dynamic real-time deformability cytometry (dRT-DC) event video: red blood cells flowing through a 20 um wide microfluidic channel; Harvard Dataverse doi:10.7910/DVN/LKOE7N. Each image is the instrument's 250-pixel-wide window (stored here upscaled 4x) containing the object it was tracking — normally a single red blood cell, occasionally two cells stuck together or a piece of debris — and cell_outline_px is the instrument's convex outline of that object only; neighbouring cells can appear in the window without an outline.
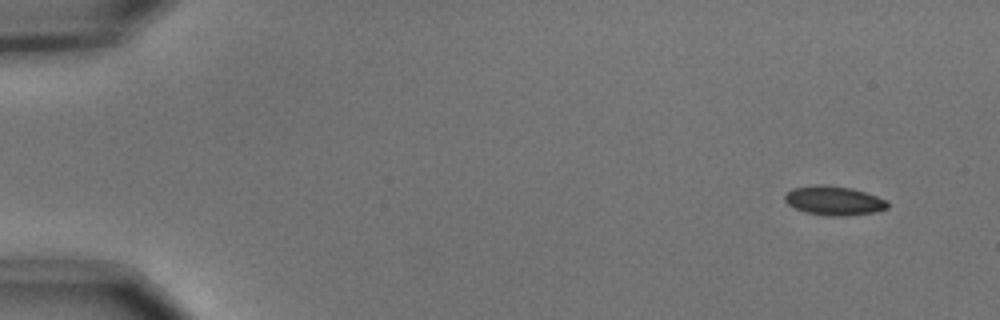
{"species": "common noctule bat (a hibernating species)", "species_latin": "Nyctalus noctula", "temperature_condition": "cold", "stored_images_in_passage": 55, "camera_frame_rate_fps": 3000, "um_per_image_px": 0.085, "animal": {"sex": "male", "body_mass_g": 15.6}, "frame": {"image": 1, "passage_image": 4, "time_ms": 1.0, "image_size_px": [1000, 320], "cell_outline_px": [[888, 208], [876, 212], [848, 216], [828, 216], [804, 212], [788, 204], [784, 200], [784, 196], [792, 188], [816, 184], [824, 184], [852, 188], [888, 200]], "centroid_in_image_um": [70.89, 17.05], "position_along_channel_um": 14.1, "area_um2": 17.63}}
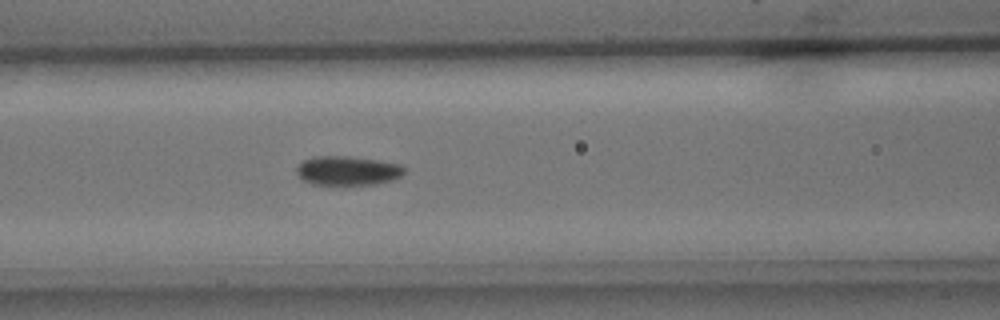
{"frame": {"image": 2, "passage_image": 24, "time_ms": 7.667, "image_size_px": [1000, 320], "cell_outline_px": [[404, 172], [400, 176], [392, 180], [376, 184], [312, 184], [304, 180], [296, 172], [296, 168], [304, 160], [316, 156], [348, 156], [376, 160], [400, 164], [404, 168]], "centroid_in_image_um": [29.55, 14.5], "position_along_channel_um": 137.1, "area_um2": 18.03}}
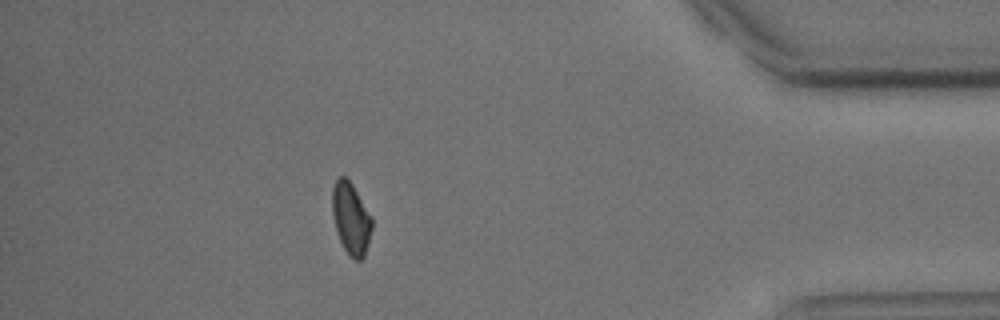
{"frame": {"image": 3, "passage_image": 49, "time_ms": 16.0, "image_size_px": [1000, 320], "cell_outline_px": [[372, 228], [364, 256], [360, 260], [356, 260], [348, 256], [340, 240], [336, 228], [332, 212], [332, 188], [336, 180], [340, 176], [344, 176], [352, 184], [372, 216]], "centroid_in_image_um": [29.83, 18.57], "position_along_channel_um": 405.4, "area_um2": 16.47}, "authors_computed_cell_mechanics": {"area_um2": 17.629, "velocity_mm_per_s": 3.6961, "shape_relaxation_time_tau1_ms": 2.5058, "shape_relaxation_time_tau2_ms": 9.8222, "deformation_change_tau1": 0.0702, "deformation_change_tau2": 0.1225}}